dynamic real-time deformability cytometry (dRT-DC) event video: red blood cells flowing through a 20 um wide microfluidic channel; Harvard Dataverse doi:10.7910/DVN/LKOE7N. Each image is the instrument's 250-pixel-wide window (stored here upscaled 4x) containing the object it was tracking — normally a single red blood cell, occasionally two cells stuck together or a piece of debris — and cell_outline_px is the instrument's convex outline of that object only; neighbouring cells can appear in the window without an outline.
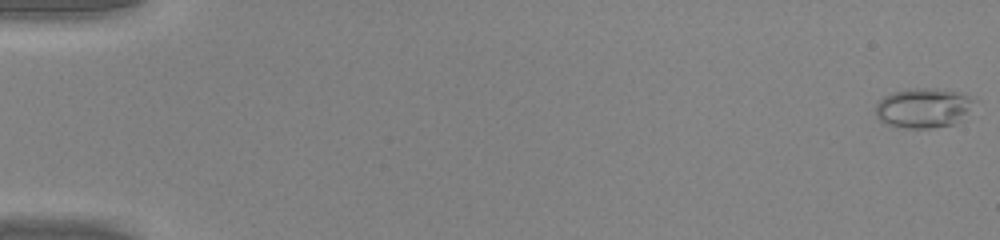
{"species": "common noctule bat (a hibernating species)", "species_latin": "Nyctalus noctula", "temperature_condition": "warm", "stored_images_in_passage": 49, "camera_frame_rate_fps": 3000, "um_per_image_px": 0.085, "animal": {"sex": "male", "body_mass_g": 20.0, "forearm_length_mm": 53.3}, "frame": {"image": 1, "passage_image": 1, "time_ms": 0.0, "image_size_px": [1000, 240], "cell_outline_px": [[976, 100], [952, 124], [928, 128], [904, 128], [888, 124], [880, 120], [876, 116], [876, 104], [884, 96], [892, 92], [916, 88], [936, 88], [960, 92]], "centroid_in_image_um": [78.41, 9.15], "position_along_channel_um": 6.6, "area_um2": 22.25}}
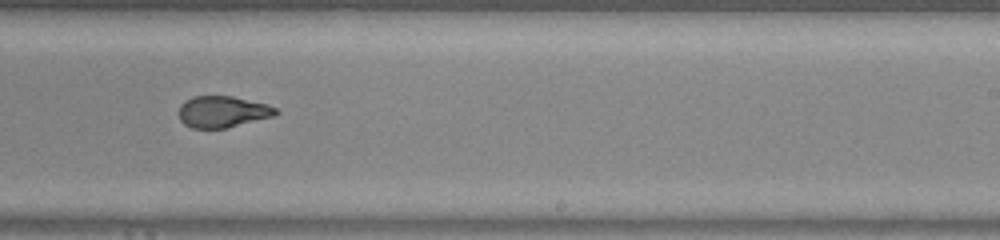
{"frame": {"image": 2, "passage_image": 32, "time_ms": 10.333, "image_size_px": [1000, 240], "cell_outline_px": [[280, 112], [276, 116], [224, 128], [192, 128], [184, 124], [180, 120], [180, 104], [184, 100], [192, 96], [232, 96], [268, 104], [276, 108]], "centroid_in_image_um": [18.94, 9.49], "position_along_channel_um": 270.1, "area_um2": 17.86}}
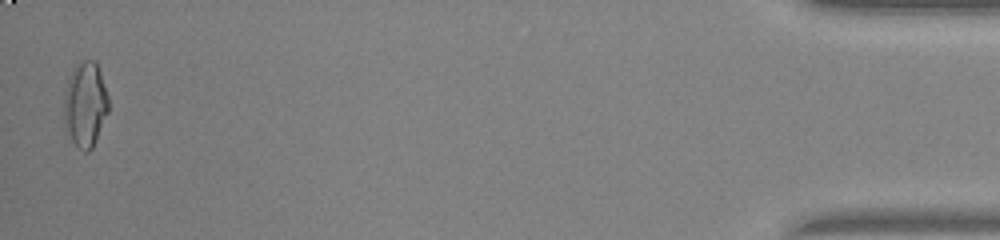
{"frame": {"image": 3, "passage_image": 49, "time_ms": 16.0, "image_size_px": [1000, 240], "cell_outline_px": [[108, 112], [92, 148], [88, 152], [84, 152], [64, 132], [64, 96], [68, 80], [76, 64], [84, 60], [96, 60], [108, 96]], "centroid_in_image_um": [7.23, 8.89], "position_along_channel_um": 428.0, "area_um2": 22.02}, "authors_computed_cell_mechanics": {"area_um2": 19.4208, "velocity_mm_per_s": 4.2928, "shape_relaxation_time_tau1_ms": 6.5822, "shape_relaxation_time_tau2_ms": 1.0862, "deformation_change_tau1": 0.2769, "deformation_change_tau2": 0.0833}}